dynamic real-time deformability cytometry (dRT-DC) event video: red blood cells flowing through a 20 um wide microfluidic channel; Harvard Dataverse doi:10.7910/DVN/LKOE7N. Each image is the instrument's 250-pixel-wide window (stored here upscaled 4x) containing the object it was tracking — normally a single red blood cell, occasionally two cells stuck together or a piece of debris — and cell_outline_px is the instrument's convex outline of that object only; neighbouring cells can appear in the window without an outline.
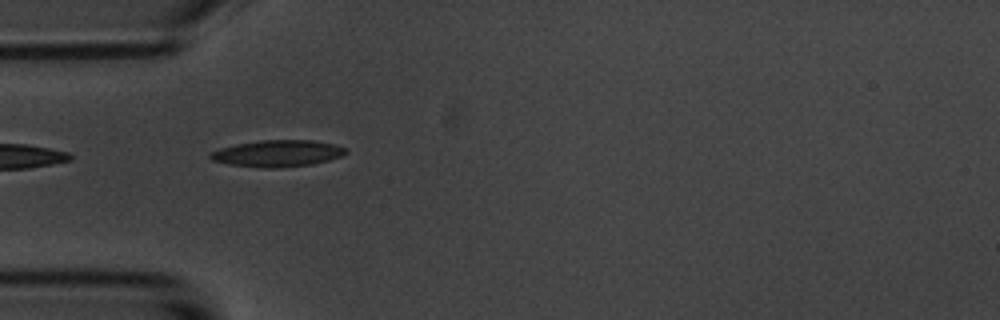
{"species": "common noctule bat (a hibernating species)", "species_latin": "Nyctalus noctula", "temperature_condition": "room temperature", "stored_images_in_passage": 40, "camera_frame_rate_fps": 3000, "um_per_image_px": 0.085, "animal": {"sex": "male", "body_mass_g": 20.1, "forearm_length_mm": 53.5}, "frame": {"image": 1, "passage_image": 1, "time_ms": 0.0, "image_size_px": [1000, 320], "cell_outline_px": [[348, 152], [344, 156], [312, 164], [276, 168], [264, 168], [228, 164], [212, 160], [208, 156], [212, 152], [220, 148], [236, 144], [260, 140], [312, 140], [332, 144], [344, 148]], "centroid_in_image_um": [23.59, 13.04], "position_along_channel_um": 61.4, "area_um2": 20.92}}
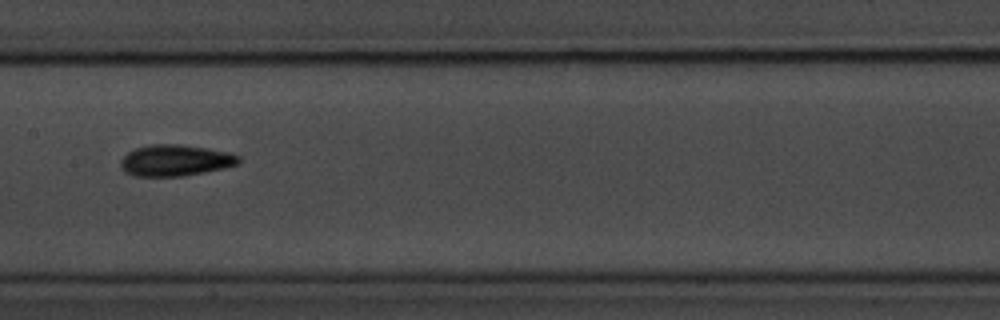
{"frame": {"image": 2, "passage_image": 12, "time_ms": 3.667, "image_size_px": [1000, 320], "cell_outline_px": [[240, 164], [224, 168], [204, 172], [180, 176], [132, 176], [124, 172], [120, 164], [120, 160], [128, 152], [136, 148], [152, 144], [176, 144], [208, 148], [228, 152], [240, 156]], "centroid_in_image_um": [14.9, 13.63], "position_along_channel_um": 192.5, "area_um2": 21.56}}
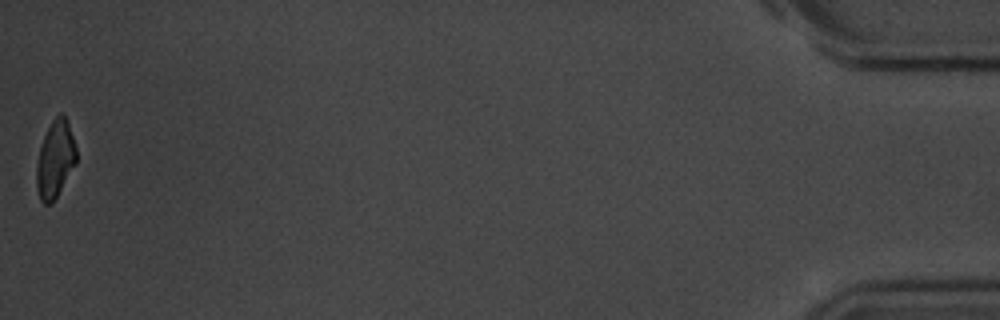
{"frame": {"image": 3, "passage_image": 40, "time_ms": 13.0, "image_size_px": [1000, 320], "cell_outline_px": [[76, 164], [52, 204], [44, 204], [40, 200], [36, 184], [36, 168], [40, 148], [44, 136], [52, 120], [60, 112], [64, 116], [68, 124], [76, 148]], "centroid_in_image_um": [4.69, 13.57], "position_along_channel_um": 430.5, "area_um2": 17.69}, "authors_computed_cell_mechanics": {"area_um2": 19.7676, "velocity_mm_per_s": 3.6046, "shape_relaxation_time_tau1_ms": 4.0808, "shape_relaxation_time_tau2_ms": null, "deformation_change_tau1": 0.1468, "deformation_change_tau2": null}}